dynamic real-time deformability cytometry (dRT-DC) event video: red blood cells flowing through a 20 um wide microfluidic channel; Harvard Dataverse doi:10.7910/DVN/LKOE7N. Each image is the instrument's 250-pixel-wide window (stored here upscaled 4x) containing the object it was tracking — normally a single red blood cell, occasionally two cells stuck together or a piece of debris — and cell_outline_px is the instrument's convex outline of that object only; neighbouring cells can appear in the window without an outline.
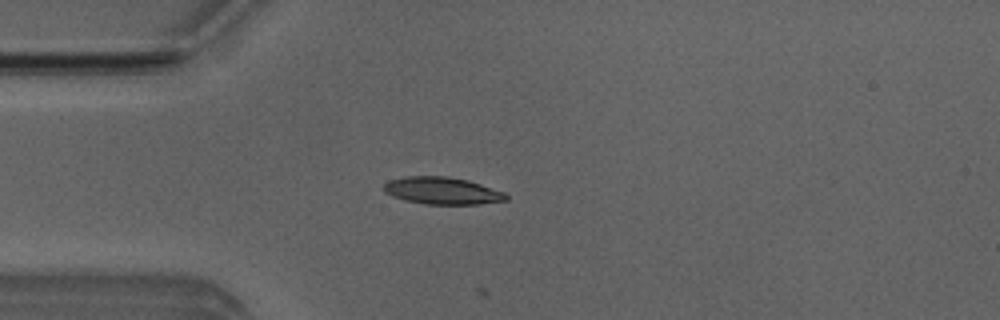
{"species": "Egyptian fruit bat (a non-hibernating species)", "species_latin": "Rousettus aegyptiacus", "temperature_condition": "room temperature", "stored_images_in_passage": 15, "camera_frame_rate_fps": 3000, "um_per_image_px": 0.085, "animal": {"sex": "male"}, "frame": {"image": 1, "passage_image": 11, "time_ms": 3.333, "image_size_px": [1000, 320], "cell_outline_px": [[508, 200], [476, 204], [424, 204], [404, 200], [392, 196], [384, 192], [384, 184], [388, 180], [408, 176], [448, 176], [468, 180], [504, 192], [508, 196]], "centroid_in_image_um": [37.57, 16.21], "position_along_channel_um": 47.4, "area_um2": 19.36}}